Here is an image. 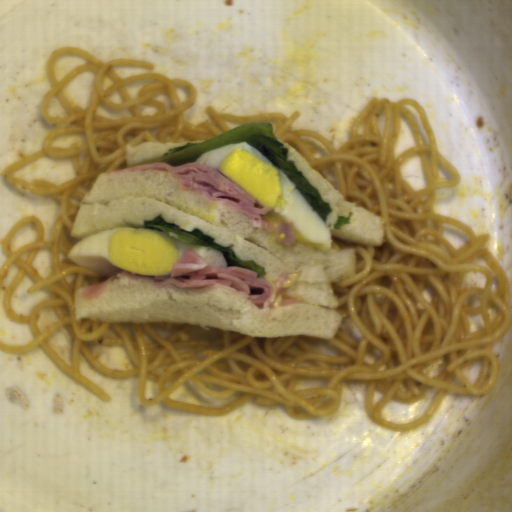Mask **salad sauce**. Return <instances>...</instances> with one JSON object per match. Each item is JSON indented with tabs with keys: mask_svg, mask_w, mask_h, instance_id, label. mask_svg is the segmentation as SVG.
Instances as JSON below:
<instances>
[{
	"mask_svg": "<svg viewBox=\"0 0 512 512\" xmlns=\"http://www.w3.org/2000/svg\"><path fill=\"white\" fill-rule=\"evenodd\" d=\"M293 227H294L295 244L305 246V247L309 248L311 251H313L314 253L318 254L320 252V248H318L317 246L312 244L308 240V238L295 225H293Z\"/></svg>",
	"mask_w": 512,
	"mask_h": 512,
	"instance_id": "12548f05",
	"label": "salad sauce"
},
{
	"mask_svg": "<svg viewBox=\"0 0 512 512\" xmlns=\"http://www.w3.org/2000/svg\"><path fill=\"white\" fill-rule=\"evenodd\" d=\"M260 216H262L270 225H272L274 227L272 233L270 232L269 236H268L269 244L274 246L277 249H281V247H280V245H279V243H278V241L276 239L277 226L282 221H285L287 223H291V222H289L288 220L283 218L281 215H279L278 213H276L272 209H271L270 212H268V213H266L264 215H260Z\"/></svg>",
	"mask_w": 512,
	"mask_h": 512,
	"instance_id": "11859cd6",
	"label": "salad sauce"
},
{
	"mask_svg": "<svg viewBox=\"0 0 512 512\" xmlns=\"http://www.w3.org/2000/svg\"><path fill=\"white\" fill-rule=\"evenodd\" d=\"M262 278L267 280L269 283H271L273 285L272 294L269 297V302L271 304L273 303L272 309H274V310L280 309L281 306L283 305V295L281 293L277 294L278 291L276 288V284H277L278 279H272V278L265 277V276H263Z\"/></svg>",
	"mask_w": 512,
	"mask_h": 512,
	"instance_id": "1d5fafd9",
	"label": "salad sauce"
},
{
	"mask_svg": "<svg viewBox=\"0 0 512 512\" xmlns=\"http://www.w3.org/2000/svg\"><path fill=\"white\" fill-rule=\"evenodd\" d=\"M303 271H296L289 274V277L286 282L283 283V285L280 288H289L292 286L302 275Z\"/></svg>",
	"mask_w": 512,
	"mask_h": 512,
	"instance_id": "b256ff33",
	"label": "salad sauce"
},
{
	"mask_svg": "<svg viewBox=\"0 0 512 512\" xmlns=\"http://www.w3.org/2000/svg\"><path fill=\"white\" fill-rule=\"evenodd\" d=\"M285 238H286V233H281V234L279 235V239H280V240H284Z\"/></svg>",
	"mask_w": 512,
	"mask_h": 512,
	"instance_id": "4c052820",
	"label": "salad sauce"
}]
</instances>
